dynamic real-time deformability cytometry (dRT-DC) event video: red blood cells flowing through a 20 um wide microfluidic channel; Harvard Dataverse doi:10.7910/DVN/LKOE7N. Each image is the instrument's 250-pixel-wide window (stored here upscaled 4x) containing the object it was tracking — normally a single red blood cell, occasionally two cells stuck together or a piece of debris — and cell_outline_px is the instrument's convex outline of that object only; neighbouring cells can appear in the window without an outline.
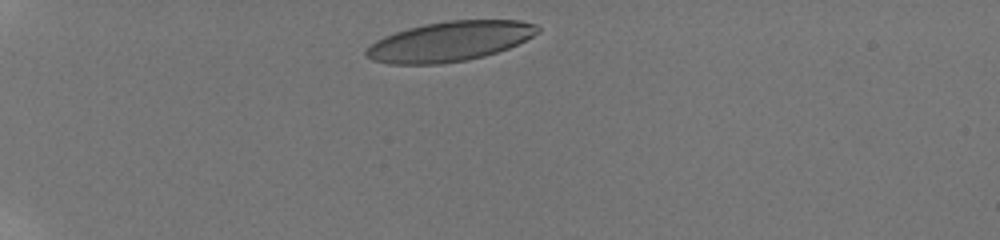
{"species": "human", "species_latin": "Homo sapiens", "temperature_condition": "room temperature", "stored_images_in_passage": 23, "camera_frame_rate_fps": 3000, "um_per_image_px": 0.085, "donor": {"sex": "male"}, "frame": {"image": 1, "passage_image": 1, "time_ms": 0.0, "image_size_px": [1000, 240], "cell_outline_px": [[540, 32], [508, 48], [484, 56], [464, 60], [440, 64], [388, 64], [372, 60], [364, 56], [364, 52], [376, 40], [384, 36], [408, 28], [424, 24], [448, 20], [520, 20], [536, 24], [540, 28]], "centroid_in_image_um": [38.21, 3.51], "position_along_channel_um": 46.8, "area_um2": 39.71}}
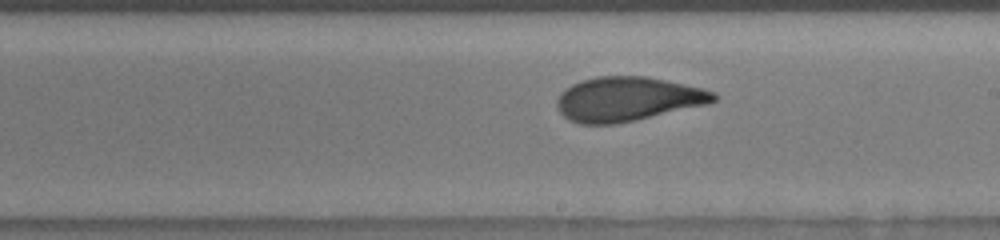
{"frame": {"image": 2, "passage_image": 13, "time_ms": 6.333, "image_size_px": [1000, 240], "cell_outline_px": [[720, 96], [716, 100], [708, 104], [636, 120], [616, 124], [580, 124], [568, 120], [556, 108], [556, 100], [560, 92], [564, 88], [580, 80], [596, 76], [648, 76], [700, 88], [716, 92]], "centroid_in_image_um": [53.31, 8.42], "position_along_channel_um": 235.7, "area_um2": 40.75}}
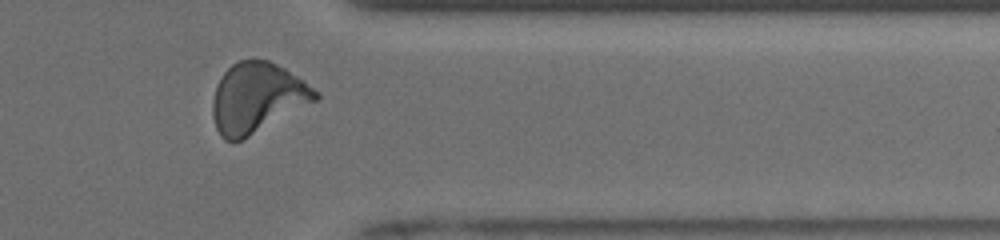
{"frame": {"image": 3, "passage_image": 21, "time_ms": 10.333, "image_size_px": [1000, 240], "cell_outline_px": [[320, 96], [316, 100], [248, 136], [232, 144], [224, 140], [220, 136], [216, 128], [212, 116], [212, 100], [216, 84], [220, 76], [232, 64], [240, 60], [252, 56], [268, 60], [284, 68], [304, 80], [320, 92]], "centroid_in_image_um": [21.81, 8.28], "position_along_channel_um": 389.6, "area_um2": 42.14}, "authors_computed_cell_mechanics": {"area_um2": 40.46, "velocity_mm_per_s": 3.9137, "shape_relaxation_time_tau1_ms": 8.9855, "shape_relaxation_time_tau2_ms": 1.0721, "deformation_change_tau1": 0.2578, "deformation_change_tau2": 0.0731}}